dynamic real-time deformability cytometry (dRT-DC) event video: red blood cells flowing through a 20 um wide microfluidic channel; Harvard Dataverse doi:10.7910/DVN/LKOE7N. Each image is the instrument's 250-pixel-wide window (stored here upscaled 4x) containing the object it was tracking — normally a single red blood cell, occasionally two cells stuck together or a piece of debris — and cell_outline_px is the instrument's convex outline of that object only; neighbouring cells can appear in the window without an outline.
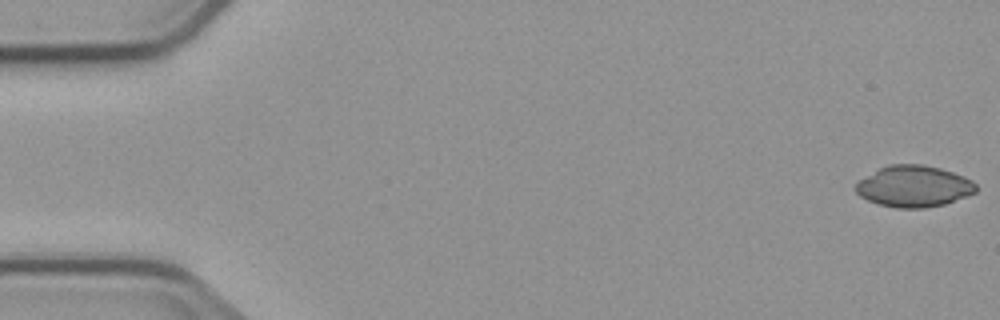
{"species": "common noctule bat (a hibernating species)", "species_latin": "Nyctalus noctula", "temperature_condition": "cold", "stored_images_in_passage": 6, "camera_frame_rate_fps": 3000, "um_per_image_px": 0.085, "animal": {"sex": "male", "body_mass_g": 23.1, "forearm_length_mm": 52.7}, "frame": {"image": 1, "passage_image": 1, "time_ms": 0.0, "image_size_px": [1000, 320], "cell_outline_px": [[976, 192], [944, 204], [924, 208], [896, 208], [880, 204], [868, 200], [860, 196], [856, 192], [856, 184], [860, 180], [880, 168], [888, 164], [924, 164], [940, 168], [964, 176], [972, 180], [976, 184]], "centroid_in_image_um": [77.69, 15.83], "position_along_channel_um": 7.3, "area_um2": 28.78}}